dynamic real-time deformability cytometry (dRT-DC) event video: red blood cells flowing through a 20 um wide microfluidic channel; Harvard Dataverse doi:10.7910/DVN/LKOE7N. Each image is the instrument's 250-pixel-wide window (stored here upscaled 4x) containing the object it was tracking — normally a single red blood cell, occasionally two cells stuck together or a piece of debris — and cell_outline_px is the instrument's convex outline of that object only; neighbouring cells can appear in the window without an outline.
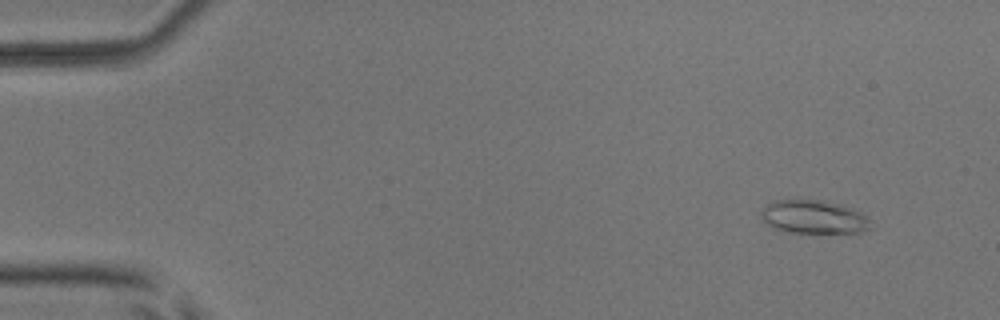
{"species": "common noctule bat (a hibernating species)", "species_latin": "Nyctalus noctula", "temperature_condition": "room temperature", "stored_images_in_passage": 52, "camera_frame_rate_fps": 3000, "um_per_image_px": 0.085, "animal": {"sex": "male", "body_mass_g": 17.9, "forearm_length_mm": 54.2}, "frame": {"image": 1, "passage_image": 4, "time_ms": 1.0, "image_size_px": [1000, 320], "cell_outline_px": [[872, 228], [860, 232], [816, 236], [788, 232], [776, 228], [768, 224], [760, 216], [760, 212], [768, 204], [776, 200], [824, 200], [840, 204], [860, 212], [868, 216]], "centroid_in_image_um": [69.23, 18.5], "position_along_channel_um": 15.8, "area_um2": 22.14}}
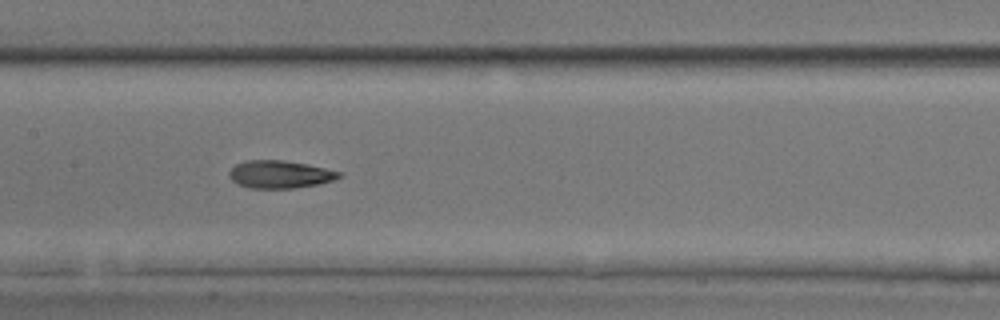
{"frame": {"image": 2, "passage_image": 26, "time_ms": 8.333, "image_size_px": [1000, 320], "cell_outline_px": [[344, 176], [320, 184], [292, 188], [248, 188], [236, 184], [228, 176], [228, 172], [236, 164], [248, 160], [284, 160], [308, 164], [344, 172]], "centroid_in_image_um": [23.82, 14.82], "position_along_channel_um": 183.6, "area_um2": 17.98}}
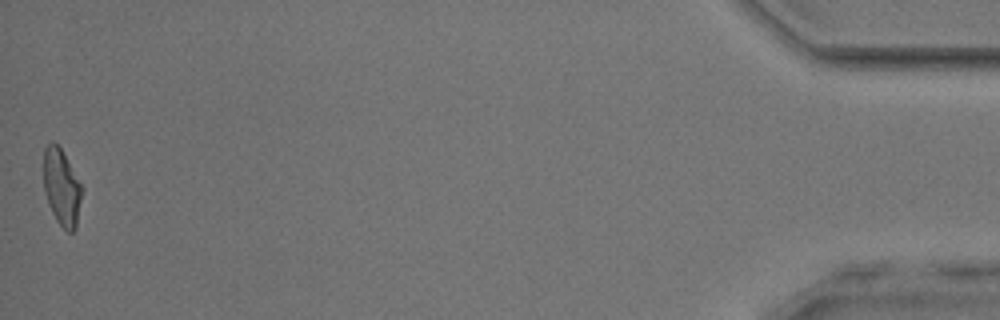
{"frame": {"image": 3, "passage_image": 52, "time_ms": 17.0, "image_size_px": [1000, 320], "cell_outline_px": [[84, 188], [76, 228], [72, 232], [68, 232], [56, 220], [48, 204], [44, 192], [44, 148], [52, 140], [60, 148]], "centroid_in_image_um": [5.26, 15.94], "position_along_channel_um": 429.9, "area_um2": 17.17}, "authors_computed_cell_mechanics": {"area_um2": 17.918, "velocity_mm_per_s": 3.9322, "shape_relaxation_time_tau1_ms": 5.3211, "shape_relaxation_time_tau2_ms": 2.2476, "deformation_change_tau1": 0.192, "deformation_change_tau2": 0.0784}}